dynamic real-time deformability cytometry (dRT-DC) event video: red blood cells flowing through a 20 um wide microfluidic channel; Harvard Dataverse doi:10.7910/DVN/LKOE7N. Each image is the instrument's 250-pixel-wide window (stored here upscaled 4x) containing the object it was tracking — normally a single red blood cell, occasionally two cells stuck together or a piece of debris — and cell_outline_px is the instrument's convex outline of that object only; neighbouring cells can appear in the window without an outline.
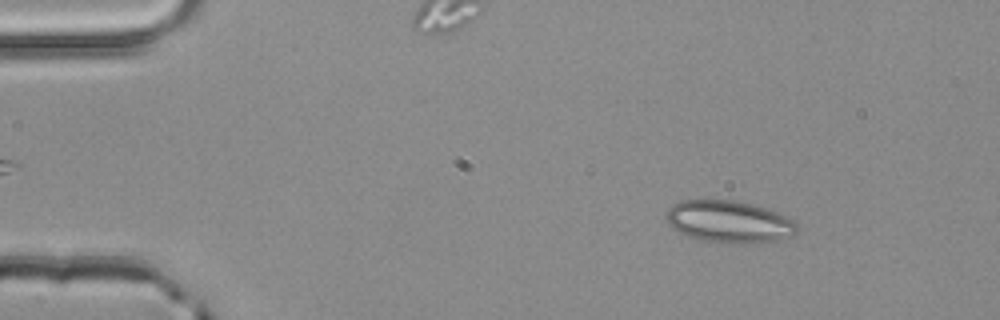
{"species": "common noctule bat (a hibernating species)", "species_latin": "Nyctalus noctula", "temperature_condition": "room temperature", "stored_images_in_passage": 51, "camera_frame_rate_fps": 3000, "um_per_image_px": 0.085, "animal": {"sex": "male", "body_mass_g": 20.4}, "frame": {"image": 1, "passage_image": 7, "time_ms": 2.0, "image_size_px": [1000, 320], "cell_outline_px": [[796, 232], [792, 236], [776, 240], [748, 244], [736, 244], [700, 240], [688, 236], [672, 228], [668, 224], [664, 216], [668, 208], [672, 204], [680, 200], [736, 200], [752, 204], [776, 212], [792, 220], [796, 224]], "centroid_in_image_um": [61.91, 18.85], "position_along_channel_um": 23.1, "area_um2": 32.19}}
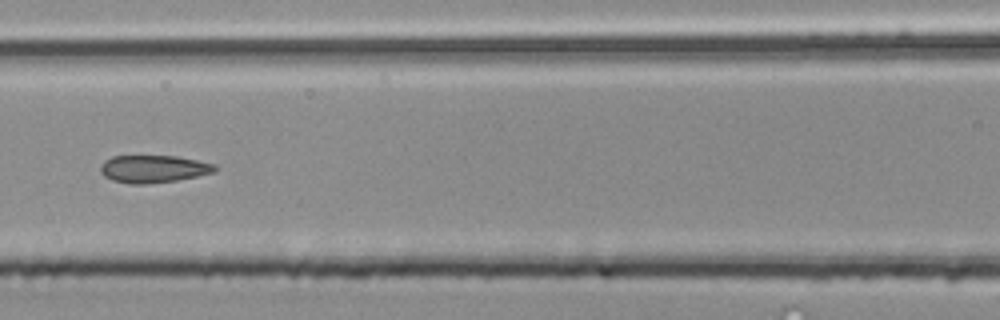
{"frame": {"image": 2, "passage_image": 23, "time_ms": 7.333, "image_size_px": [1000, 320], "cell_outline_px": [[216, 172], [176, 180], [144, 184], [128, 184], [112, 180], [104, 176], [100, 172], [100, 164], [104, 160], [112, 156], [176, 156], [216, 164]], "centroid_in_image_um": [13.01, 14.35], "position_along_channel_um": 153.6, "area_um2": 18.38}}
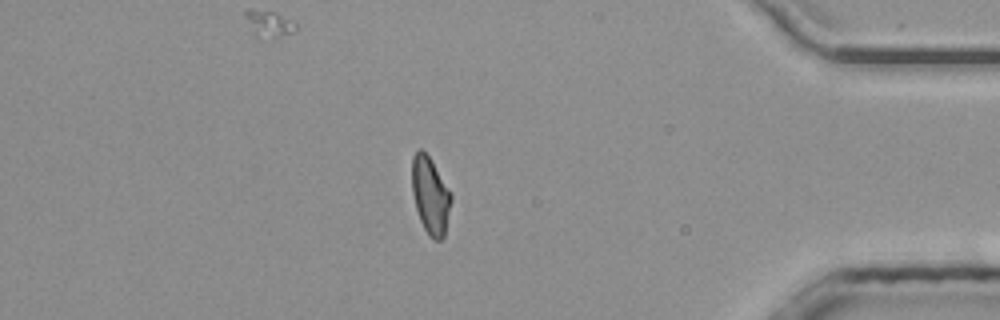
{"frame": {"image": 3, "passage_image": 44, "time_ms": 14.333, "image_size_px": [1000, 320], "cell_outline_px": [[452, 200], [444, 236], [440, 240], [432, 240], [428, 236], [420, 220], [416, 208], [412, 192], [412, 156], [416, 148], [420, 148], [428, 156], [452, 192]], "centroid_in_image_um": [36.58, 16.62], "position_along_channel_um": 398.6, "area_um2": 17.74}, "authors_computed_cell_mechanics": {"area_um2": 18.3804, "velocity_mm_per_s": 4.0343, "shape_relaxation_time_tau1_ms": null, "shape_relaxation_time_tau2_ms": 1.4817, "deformation_change_tau1": null, "deformation_change_tau2": 0.076}}